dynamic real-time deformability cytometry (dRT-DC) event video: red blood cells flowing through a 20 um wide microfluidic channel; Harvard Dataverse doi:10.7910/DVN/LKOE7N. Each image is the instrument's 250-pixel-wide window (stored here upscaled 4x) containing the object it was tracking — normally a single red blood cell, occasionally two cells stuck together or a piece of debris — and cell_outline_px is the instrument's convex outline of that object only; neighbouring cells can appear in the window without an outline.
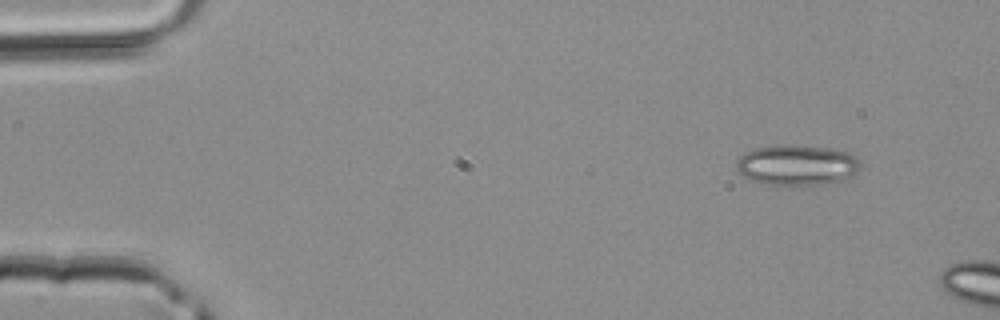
{"species": "common noctule bat (a hibernating species)", "species_latin": "Nyctalus noctula", "temperature_condition": "room temperature", "stored_images_in_passage": 4, "camera_frame_rate_fps": 3000, "um_per_image_px": 0.085, "animal": {"sex": "male", "body_mass_g": 20.4}, "frame": {"image": 1, "passage_image": 4, "time_ms": 1.0, "image_size_px": [1000, 320], "cell_outline_px": [[860, 168], [852, 176], [840, 180], [812, 188], [764, 184], [752, 180], [744, 176], [736, 168], [736, 160], [740, 156], [752, 148], [776, 144], [792, 144], [828, 148], [852, 152], [860, 160]], "centroid_in_image_um": [67.76, 14.05], "position_along_channel_um": 17.2, "area_um2": 30.4}}